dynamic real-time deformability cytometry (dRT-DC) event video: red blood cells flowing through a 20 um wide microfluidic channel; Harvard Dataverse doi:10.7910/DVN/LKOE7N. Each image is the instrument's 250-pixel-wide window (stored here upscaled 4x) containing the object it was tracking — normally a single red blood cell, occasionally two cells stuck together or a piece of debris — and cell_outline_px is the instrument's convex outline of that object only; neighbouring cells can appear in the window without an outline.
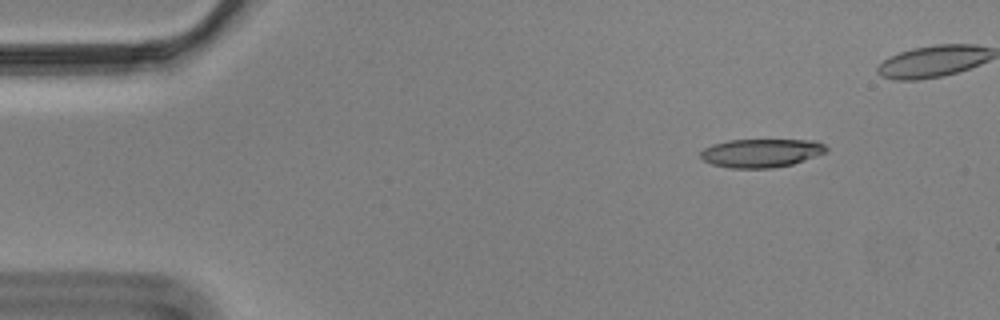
{"species": "Egyptian fruit bat (a non-hibernating species)", "species_latin": "Rousettus aegyptiacus", "temperature_condition": "cold", "stored_images_in_passage": 45, "camera_frame_rate_fps": 3000, "um_per_image_px": 0.085, "animal": {"sex": "male"}, "frame": {"image": 1, "passage_image": 1, "time_ms": 0.0, "image_size_px": [1000, 320], "cell_outline_px": [[828, 152], [792, 164], [772, 168], [728, 168], [712, 164], [704, 160], [700, 156], [700, 152], [704, 148], [712, 144], [728, 140], [816, 140], [824, 144], [828, 148]], "centroid_in_image_um": [64.71, 13.0], "position_along_channel_um": 20.3, "area_um2": 20.98}}
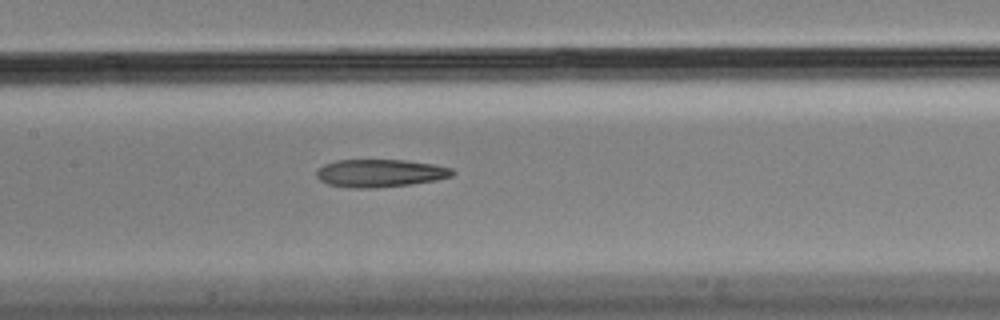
{"frame": {"image": 2, "passage_image": 21, "time_ms": 6.667, "image_size_px": [1000, 320], "cell_outline_px": [[456, 172], [452, 176], [436, 180], [412, 184], [376, 188], [348, 188], [328, 184], [320, 180], [316, 176], [316, 172], [324, 164], [336, 160], [404, 160], [432, 164], [452, 168]], "centroid_in_image_um": [32.31, 14.72], "position_along_channel_um": 175.1, "area_um2": 22.08}}
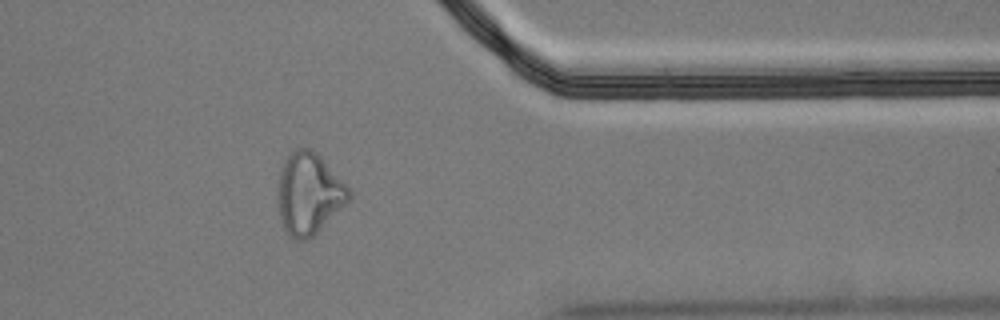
{"frame": {"image": 3, "passage_image": 40, "time_ms": 13.0, "image_size_px": [1000, 320], "cell_outline_px": [[352, 196], [308, 240], [296, 240], [288, 236], [284, 228], [280, 216], [276, 200], [280, 168], [284, 160], [292, 152], [300, 148], [308, 148], [316, 152], [320, 156], [352, 192]], "centroid_in_image_um": [26.2, 16.46], "position_along_channel_um": 385.2, "area_um2": 33.35}, "authors_computed_cell_mechanics": {"area_um2": 22.5998, "velocity_mm_per_s": 3.5317, "shape_relaxation_time_tau1_ms": null, "shape_relaxation_time_tau2_ms": 3.9599, "deformation_change_tau1": null, "deformation_change_tau2": 0.1532}}